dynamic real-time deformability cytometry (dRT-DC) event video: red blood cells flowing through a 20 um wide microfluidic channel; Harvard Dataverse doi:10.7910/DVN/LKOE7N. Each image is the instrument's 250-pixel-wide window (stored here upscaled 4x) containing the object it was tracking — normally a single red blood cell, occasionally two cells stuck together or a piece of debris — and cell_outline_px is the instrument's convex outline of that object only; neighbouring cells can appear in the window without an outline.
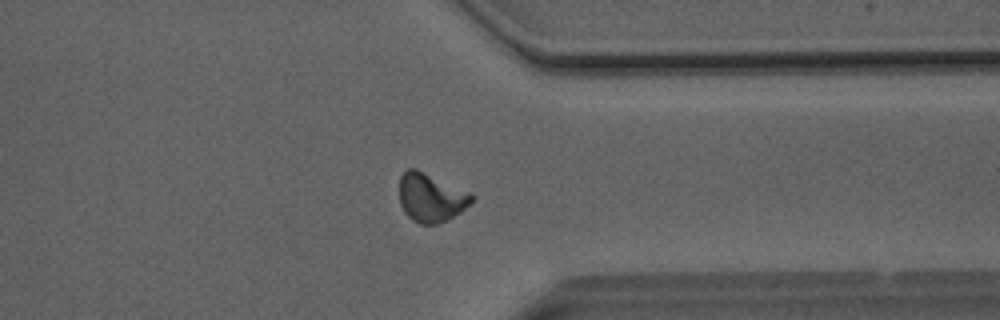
{"species": "Egyptian fruit bat (a non-hibernating species)", "species_latin": "Rousettus aegyptiacus", "temperature_condition": "room temperature", "stored_images_in_passage": 42, "camera_frame_rate_fps": 3000, "um_per_image_px": 0.085, "animal": {"sex": "male"}, "frame": {"image": 1, "passage_image": 31, "time_ms": 10.0, "image_size_px": [1000, 320], "cell_outline_px": [[476, 196], [460, 212], [448, 220], [436, 224], [420, 224], [412, 220], [404, 212], [400, 204], [400, 176], [408, 168], [416, 168], [472, 192]], "centroid_in_image_um": [36.64, 16.78], "position_along_channel_um": 374.8, "area_um2": 20.69}}
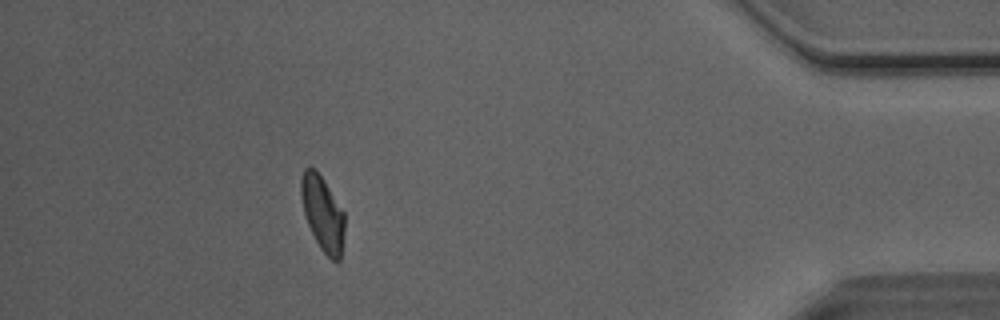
{"frame": {"image": 2, "passage_image": 37, "time_ms": 12.0, "image_size_px": [1000, 320], "cell_outline_px": [[344, 232], [340, 260], [332, 260], [320, 248], [308, 224], [304, 212], [300, 196], [300, 180], [304, 168], [316, 168], [324, 180], [344, 212]], "centroid_in_image_um": [27.41, 18.1], "position_along_channel_um": 407.8, "area_um2": 18.84}, "authors_computed_cell_mechanics": {"area_um2": 19.5364, "velocity_mm_per_s": 4.0766, "shape_relaxation_time_tau1_ms": 5.4955, "shape_relaxation_time_tau2_ms": 2.3943, "deformation_change_tau1": 0.174, "deformation_change_tau2": 0.0861}}